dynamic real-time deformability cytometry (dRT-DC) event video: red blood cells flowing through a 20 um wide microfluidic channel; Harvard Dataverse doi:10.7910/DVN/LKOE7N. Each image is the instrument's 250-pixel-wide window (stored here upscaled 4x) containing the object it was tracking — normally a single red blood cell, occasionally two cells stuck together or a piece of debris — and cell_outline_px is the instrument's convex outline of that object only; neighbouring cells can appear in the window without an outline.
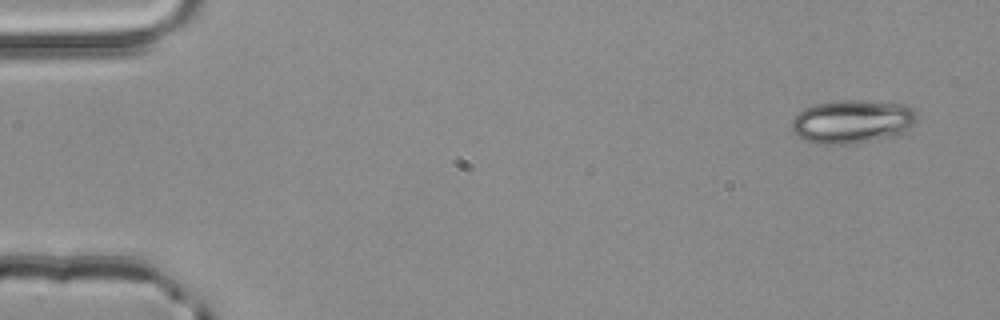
{"species": "common noctule bat (a hibernating species)", "species_latin": "Nyctalus noctula", "temperature_condition": "room temperature", "stored_images_in_passage": 5, "camera_frame_rate_fps": 3000, "um_per_image_px": 0.085, "animal": {"sex": "male", "body_mass_g": 20.4}, "frame": {"image": 1, "passage_image": 1, "time_ms": 0.0, "image_size_px": [1000, 320], "cell_outline_px": [[916, 124], [900, 136], [848, 144], [820, 144], [804, 140], [796, 136], [792, 132], [792, 120], [804, 108], [816, 104], [832, 100], [868, 100], [900, 104], [912, 108], [916, 112]], "centroid_in_image_um": [72.47, 10.34], "position_along_channel_um": 12.5, "area_um2": 32.19}}
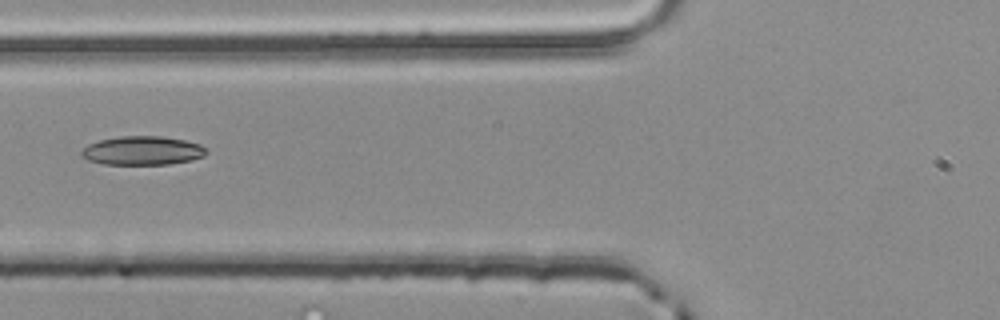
{"frame": {"image": 2, "passage_image": 5, "time_ms": 1.333, "image_size_px": [1000, 320], "cell_outline_px": [[208, 152], [204, 156], [192, 160], [168, 164], [104, 164], [88, 160], [80, 156], [80, 152], [88, 144], [100, 140], [120, 136], [160, 136], [184, 140], [200, 144]], "centroid_in_image_um": [12.1, 12.8], "position_along_channel_um": 113.7, "area_um2": 20.92}}